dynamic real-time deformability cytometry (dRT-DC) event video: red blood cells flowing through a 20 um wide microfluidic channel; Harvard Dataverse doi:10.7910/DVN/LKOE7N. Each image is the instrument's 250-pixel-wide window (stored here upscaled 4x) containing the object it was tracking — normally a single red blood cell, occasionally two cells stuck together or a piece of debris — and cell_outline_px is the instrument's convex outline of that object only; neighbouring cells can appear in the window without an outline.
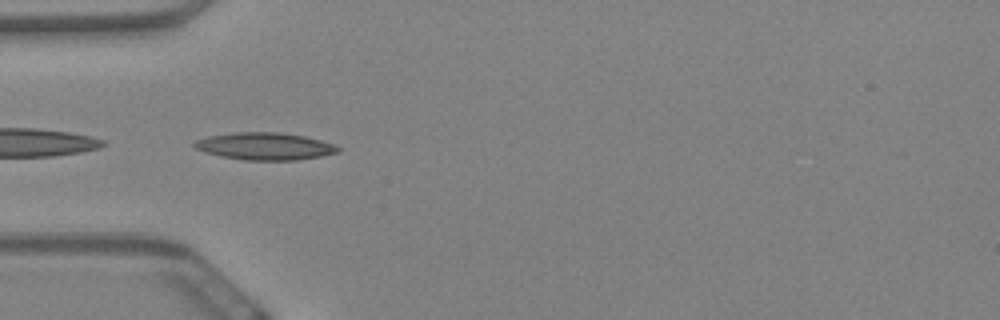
{"species": "Egyptian fruit bat (a non-hibernating species)", "species_latin": "Rousettus aegyptiacus", "temperature_condition": "warm", "stored_images_in_passage": 42, "camera_frame_rate_fps": 3000, "um_per_image_px": 0.085, "animal": {"sex": "female"}, "frame": {"image": 1, "passage_image": 1, "time_ms": 0.0, "image_size_px": [1000, 320], "cell_outline_px": [[340, 152], [320, 156], [296, 160], [244, 160], [220, 156], [204, 152], [196, 148], [192, 144], [196, 140], [208, 136], [232, 132], [280, 132], [304, 136], [320, 140], [332, 144], [340, 148]], "centroid_in_image_um": [22.48, 12.43], "position_along_channel_um": 62.5, "area_um2": 22.83}}
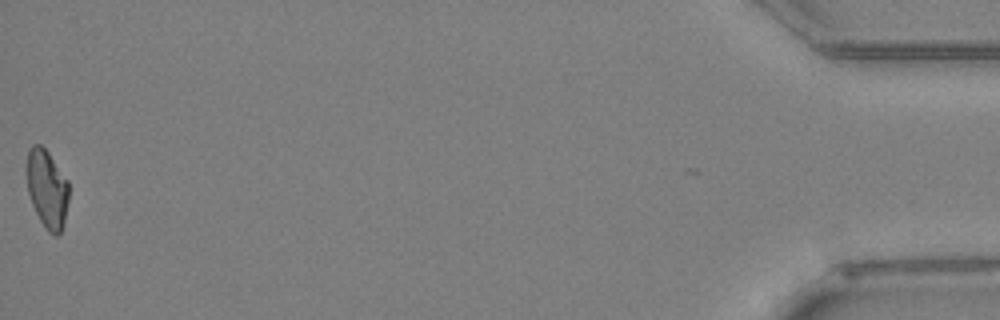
{"frame": {"image": 2, "passage_image": 42, "time_ms": 13.667, "image_size_px": [1000, 320], "cell_outline_px": [[68, 200], [64, 220], [60, 232], [56, 236], [48, 232], [40, 220], [32, 204], [28, 192], [28, 148], [32, 144], [40, 144], [48, 152], [68, 180]], "centroid_in_image_um": [4.01, 16.04], "position_along_channel_um": 431.2, "area_um2": 18.84}, "authors_computed_cell_mechanics": {"area_um2": 19.7965, "velocity_mm_per_s": 3.4367, "shape_relaxation_time_tau1_ms": 7.6447, "shape_relaxation_time_tau2_ms": 4.4466, "deformation_change_tau1": 0.2179, "deformation_change_tau2": 0.128}}